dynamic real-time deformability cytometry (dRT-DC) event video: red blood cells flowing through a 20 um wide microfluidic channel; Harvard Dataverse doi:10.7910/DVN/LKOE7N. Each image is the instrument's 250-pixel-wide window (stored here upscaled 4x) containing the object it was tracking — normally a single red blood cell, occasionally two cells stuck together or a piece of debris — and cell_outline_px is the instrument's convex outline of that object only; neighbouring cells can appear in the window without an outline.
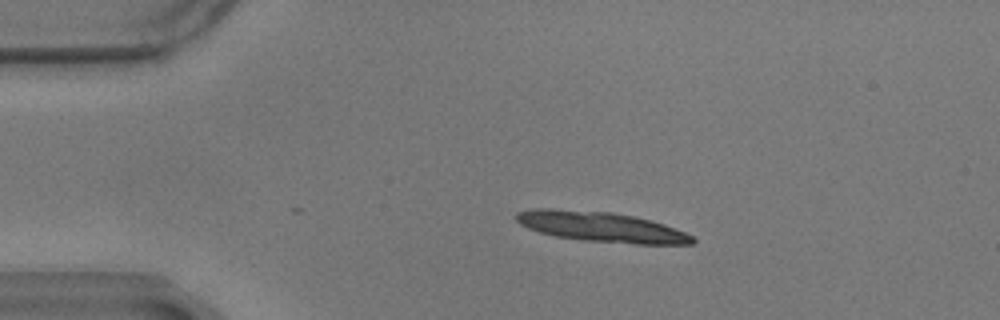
{"species": "common noctule bat (a hibernating species)", "species_latin": "Nyctalus noctula", "temperature_condition": "warm", "stored_images_in_passage": 37, "camera_frame_rate_fps": 3000, "um_per_image_px": 0.085, "animal": {"sex": "male", "body_mass_g": 17.9}, "frame": {"image": 1, "passage_image": 1, "time_ms": 0.0, "image_size_px": [1000, 320], "cell_outline_px": [[696, 240], [692, 244], [636, 244], [580, 240], [556, 236], [540, 232], [528, 228], [520, 224], [516, 220], [516, 212], [536, 208], [552, 208], [612, 212], [632, 216], [664, 224], [684, 232], [692, 236]], "centroid_in_image_um": [51.07, 19.28], "position_along_channel_um": 33.9, "area_um2": 30.81}}
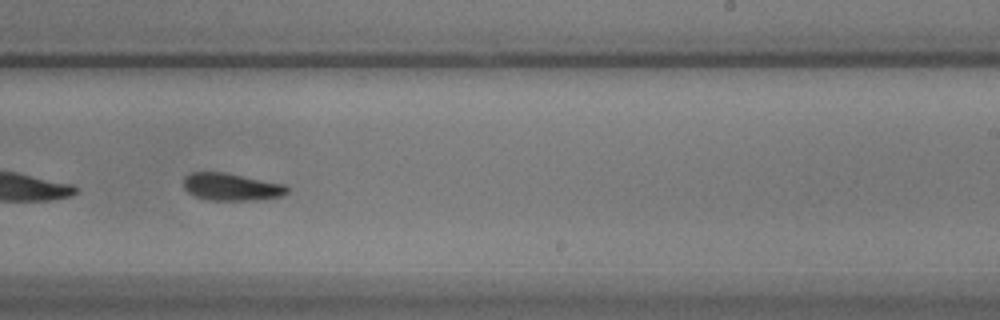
{"frame": {"image": 2, "passage_image": 26, "time_ms": 8.333, "image_size_px": [1000, 320], "cell_outline_px": [[288, 192], [280, 196], [256, 200], [212, 200], [196, 196], [188, 192], [184, 188], [184, 176], [192, 172], [224, 172], [284, 184], [288, 188]], "centroid_in_image_um": [19.65, 15.88], "position_along_channel_um": 269.3, "area_um2": 16.36}}
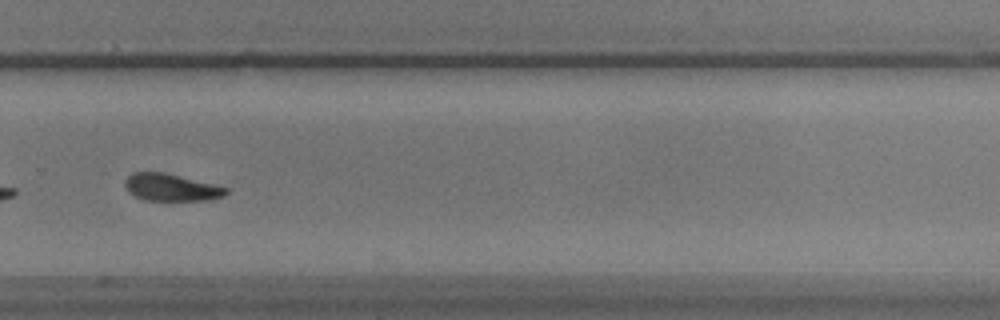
{"frame": {"image": 3, "passage_image": 30, "time_ms": 9.667, "image_size_px": [1000, 320], "cell_outline_px": [[228, 192], [224, 196], [204, 200], [144, 200], [128, 192], [124, 184], [124, 180], [132, 172], [164, 172], [228, 188]], "centroid_in_image_um": [14.5, 15.92], "position_along_channel_um": 315.3, "area_um2": 15.84}, "authors_computed_cell_mechanics": {"area_um2": 17.1088, "velocity_mm_per_s": 3.4506, "shape_relaxation_time_tau1_ms": 7.7286, "shape_relaxation_time_tau2_ms": 5.766, "deformation_change_tau1": 0.17, "deformation_change_tau2": 0.1109}}